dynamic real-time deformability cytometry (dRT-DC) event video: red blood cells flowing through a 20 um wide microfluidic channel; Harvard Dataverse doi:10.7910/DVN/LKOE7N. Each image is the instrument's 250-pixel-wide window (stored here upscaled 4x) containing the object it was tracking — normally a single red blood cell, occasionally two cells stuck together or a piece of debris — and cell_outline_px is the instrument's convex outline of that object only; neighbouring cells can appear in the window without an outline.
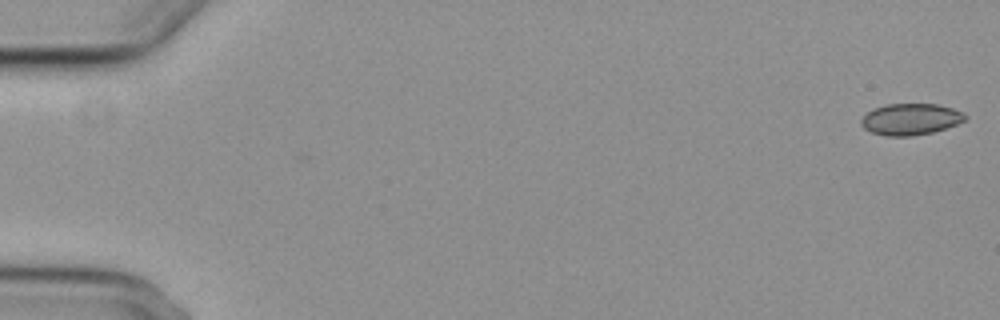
{"species": "common noctule bat (a hibernating species)", "species_latin": "Nyctalus noctula", "temperature_condition": "cold", "stored_images_in_passage": 13, "camera_frame_rate_fps": 3000, "um_per_image_px": 0.085, "animal": {"sex": "female", "body_mass_g": 29.2, "forearm_length_mm": 56.3}, "frame": {"image": 1, "passage_image": 1, "time_ms": 0.0, "image_size_px": [1000, 320], "cell_outline_px": [[968, 116], [964, 120], [956, 124], [932, 132], [912, 136], [884, 136], [872, 132], [864, 128], [860, 124], [860, 120], [872, 108], [888, 104], [936, 104], [952, 108], [964, 112]], "centroid_in_image_um": [77.38, 10.13], "position_along_channel_um": 7.6, "area_um2": 19.02}}